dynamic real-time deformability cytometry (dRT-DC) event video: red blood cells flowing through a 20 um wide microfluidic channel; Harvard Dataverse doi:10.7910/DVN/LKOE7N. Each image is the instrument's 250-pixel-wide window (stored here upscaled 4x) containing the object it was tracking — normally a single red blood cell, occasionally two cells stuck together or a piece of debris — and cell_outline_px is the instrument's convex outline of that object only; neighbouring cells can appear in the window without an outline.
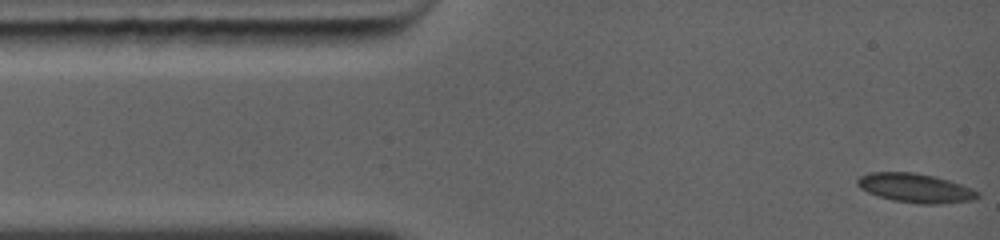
{"species": "common noctule bat (a hibernating species)", "species_latin": "Nyctalus noctula", "temperature_condition": "warm", "stored_images_in_passage": 12, "camera_frame_rate_fps": 5000, "um_per_image_px": 0.085, "animal": {"sex": "female", "body_mass_g": 19.0, "forearm_length_mm": 56.7}, "frame": {"image": 1, "passage_image": 1, "time_ms": 0.0, "image_size_px": [1000, 240], "cell_outline_px": [[980, 196], [968, 200], [924, 204], [896, 200], [880, 196], [868, 192], [860, 188], [856, 184], [856, 180], [860, 176], [868, 172], [912, 172], [936, 176], [972, 188], [980, 192]], "centroid_in_image_um": [77.77, 15.95], "position_along_channel_um": 7.2, "area_um2": 19.94}}
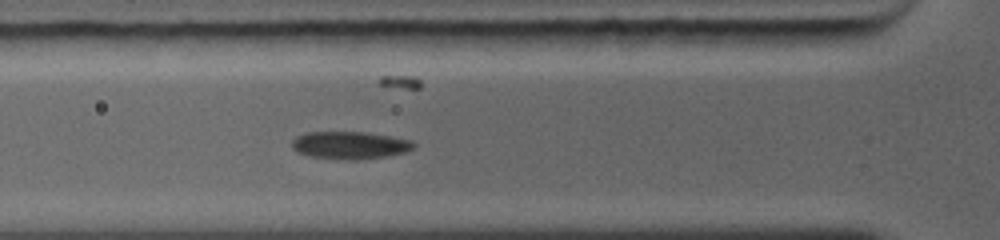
{"frame": {"image": 2, "passage_image": 7, "time_ms": 3.6, "image_size_px": [1000, 240], "cell_outline_px": [[416, 144], [412, 148], [404, 152], [384, 156], [356, 160], [308, 156], [292, 148], [292, 140], [296, 136], [308, 132], [360, 132], [388, 136], [408, 140]], "centroid_in_image_um": [29.68, 12.34], "position_along_channel_um": 96.1, "area_um2": 19.02}}
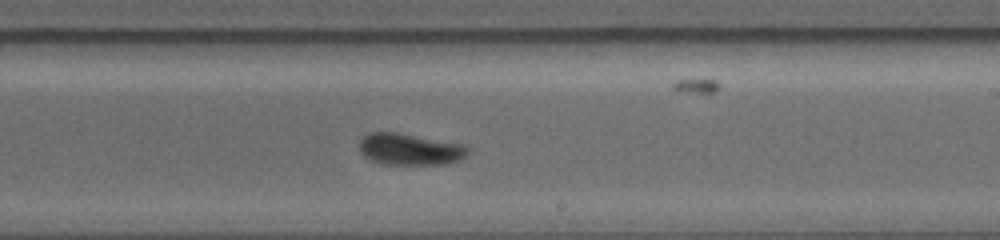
{"frame": {"image": 3, "passage_image": 12, "time_ms": 7.2, "image_size_px": [1000, 240], "cell_outline_px": [[468, 156], [460, 160], [448, 164], [380, 164], [368, 160], [360, 152], [360, 140], [364, 136], [372, 132], [392, 132], [460, 144], [468, 148]], "centroid_in_image_um": [34.81, 12.72], "position_along_channel_um": 254.2, "area_um2": 19.77}}